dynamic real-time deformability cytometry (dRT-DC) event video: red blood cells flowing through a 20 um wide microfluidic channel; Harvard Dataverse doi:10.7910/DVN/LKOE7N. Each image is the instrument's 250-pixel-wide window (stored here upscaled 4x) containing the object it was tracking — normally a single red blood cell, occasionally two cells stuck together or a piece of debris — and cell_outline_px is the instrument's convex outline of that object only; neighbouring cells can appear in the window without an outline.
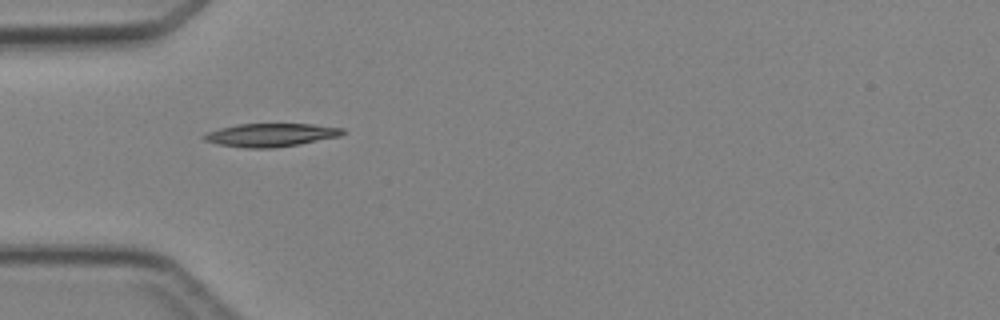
{"species": "Egyptian fruit bat (a non-hibernating species)", "species_latin": "Rousettus aegyptiacus", "temperature_condition": "cold", "stored_images_in_passage": 3, "camera_frame_rate_fps": 3000, "um_per_image_px": 0.085, "animal": {"sex": "female"}, "frame": {"image": 1, "passage_image": 2, "time_ms": 1.333, "image_size_px": [1000, 320], "cell_outline_px": [[344, 132], [340, 136], [300, 144], [276, 148], [244, 148], [216, 144], [204, 140], [200, 136], [204, 132], [236, 124], [312, 124], [344, 128]], "centroid_in_image_um": [22.95, 11.48], "position_along_channel_um": 62.0, "area_um2": 19.02}}
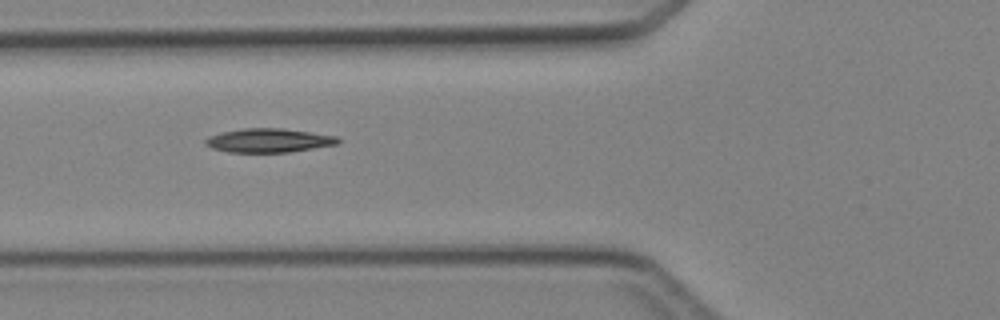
{"frame": {"image": 2, "passage_image": 3, "time_ms": 2.333, "image_size_px": [1000, 320], "cell_outline_px": [[340, 140], [336, 144], [288, 152], [228, 152], [212, 148], [204, 144], [204, 140], [208, 136], [220, 132], [244, 128], [284, 128], [336, 136]], "centroid_in_image_um": [22.77, 11.93], "position_along_channel_um": 103.0, "area_um2": 18.38}}